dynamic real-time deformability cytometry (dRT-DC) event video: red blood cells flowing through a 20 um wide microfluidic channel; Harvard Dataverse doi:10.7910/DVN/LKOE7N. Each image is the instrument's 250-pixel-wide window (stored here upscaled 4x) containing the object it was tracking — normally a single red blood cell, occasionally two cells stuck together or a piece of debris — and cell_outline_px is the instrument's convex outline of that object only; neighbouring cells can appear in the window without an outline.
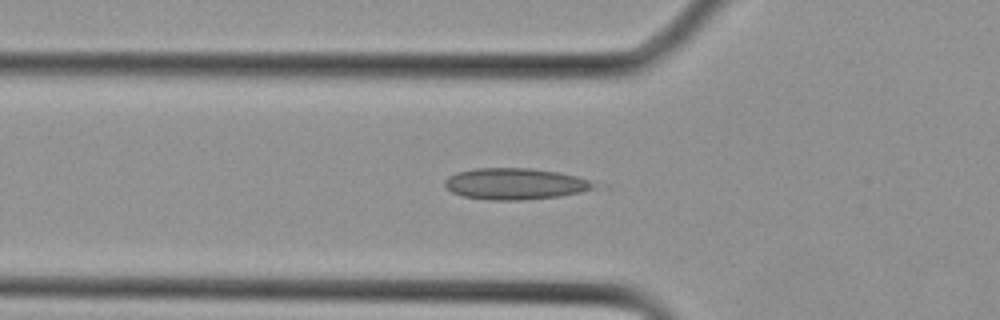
{"species": "Egyptian fruit bat (a non-hibernating species)", "species_latin": "Rousettus aegyptiacus", "temperature_condition": "cold", "stored_images_in_passage": 14, "camera_frame_rate_fps": 3000, "um_per_image_px": 0.085, "animal": {"sex": "female"}, "frame": {"image": 1, "passage_image": 8, "time_ms": 2.333, "image_size_px": [1000, 320], "cell_outline_px": [[592, 184], [588, 188], [580, 192], [560, 196], [520, 200], [488, 200], [464, 196], [452, 192], [444, 184], [444, 180], [448, 176], [456, 172], [476, 168], [532, 168], [560, 172], [576, 176], [588, 180]], "centroid_in_image_um": [43.69, 15.61], "position_along_channel_um": 82.1, "area_um2": 26.93}}
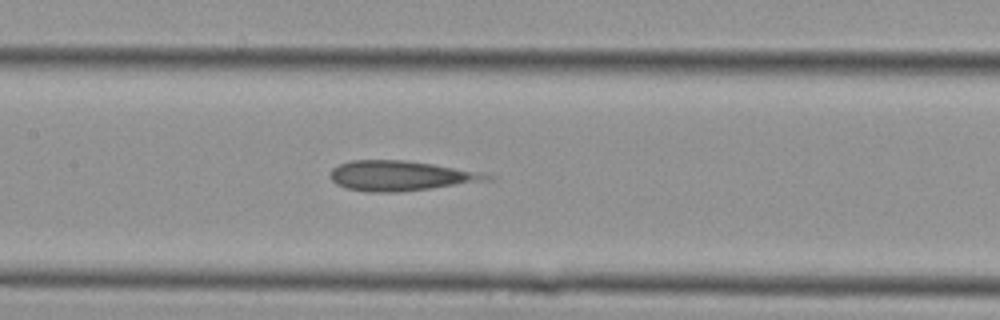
{"frame": {"image": 2, "passage_image": 12, "time_ms": 3.667, "image_size_px": [1000, 320], "cell_outline_px": [[496, 180], [396, 192], [368, 192], [344, 188], [336, 184], [332, 180], [332, 168], [340, 164], [352, 160], [404, 160], [432, 164], [480, 172], [492, 176]], "centroid_in_image_um": [34.06, 14.94], "position_along_channel_um": 173.3, "area_um2": 27.17}}
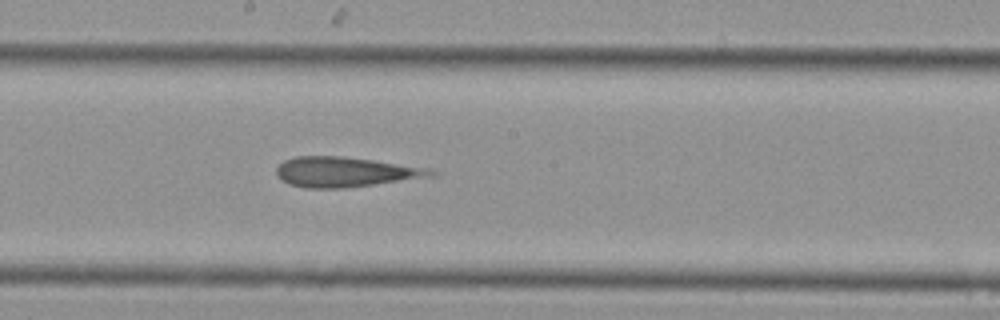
{"frame": {"image": 3, "passage_image": 14, "time_ms": 4.333, "image_size_px": [1000, 320], "cell_outline_px": [[440, 172], [436, 176], [340, 188], [304, 188], [288, 184], [280, 180], [276, 176], [276, 168], [284, 160], [296, 156], [344, 156], [432, 168]], "centroid_in_image_um": [29.35, 14.61], "position_along_channel_um": 218.8, "area_um2": 27.22}}